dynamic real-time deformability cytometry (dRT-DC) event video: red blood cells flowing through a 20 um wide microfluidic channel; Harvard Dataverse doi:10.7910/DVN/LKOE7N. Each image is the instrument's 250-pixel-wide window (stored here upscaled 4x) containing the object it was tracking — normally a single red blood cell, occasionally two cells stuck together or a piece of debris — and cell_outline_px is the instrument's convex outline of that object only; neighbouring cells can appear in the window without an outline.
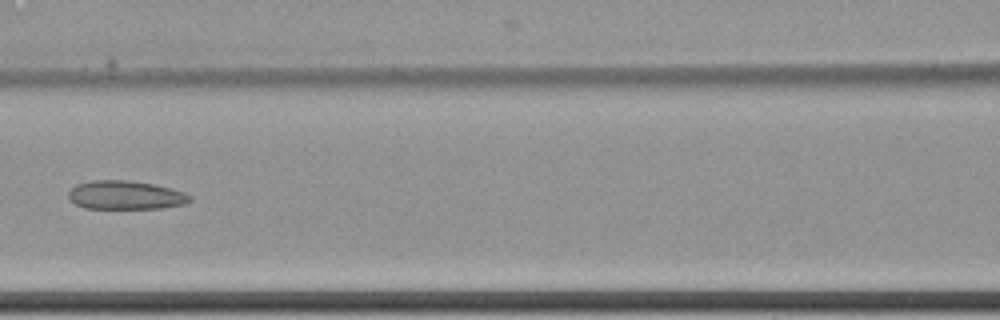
{"species": "common noctule bat (a hibernating species)", "species_latin": "Nyctalus noctula", "temperature_condition": "cold", "stored_images_in_passage": 12, "camera_frame_rate_fps": 3000, "um_per_image_px": 0.085, "animal": {"sex": "female", "body_mass_g": 22.7, "forearm_length_mm": 54.2}, "frame": {"image": 1, "passage_image": 4, "time_ms": 1.0, "image_size_px": [1000, 320], "cell_outline_px": [[192, 200], [184, 204], [164, 208], [84, 208], [76, 204], [68, 196], [68, 192], [76, 184], [92, 180], [128, 180], [152, 184], [184, 192], [192, 196]], "centroid_in_image_um": [10.67, 16.58], "position_along_channel_um": 155.9, "area_um2": 20.17}}
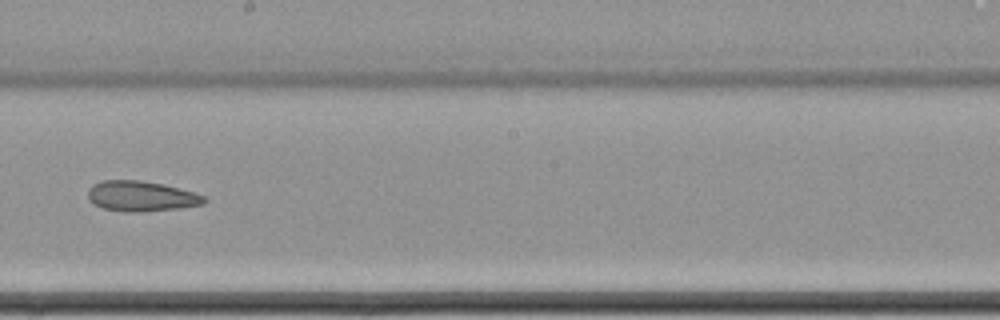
{"frame": {"image": 2, "passage_image": 6, "time_ms": 1.667, "image_size_px": [1000, 320], "cell_outline_px": [[208, 200], [204, 204], [180, 208], [140, 212], [124, 212], [104, 208], [92, 204], [88, 200], [88, 188], [92, 184], [104, 180], [140, 180], [160, 184], [196, 192], [204, 196]], "centroid_in_image_um": [11.99, 16.68], "position_along_channel_um": 236.2, "area_um2": 20.69}}
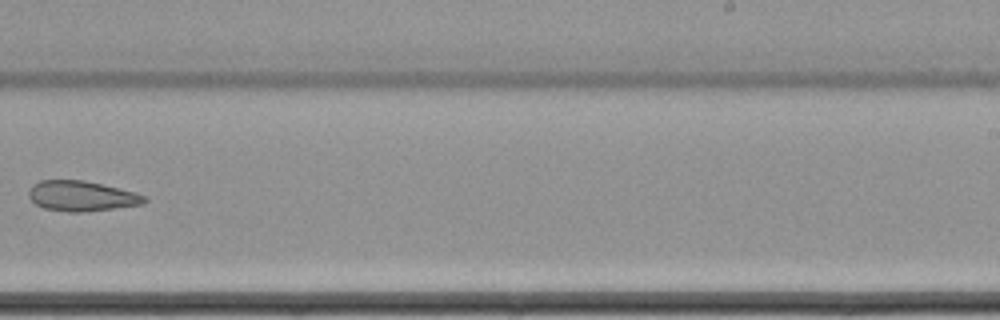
{"frame": {"image": 3, "passage_image": 7, "time_ms": 2.0, "image_size_px": [1000, 320], "cell_outline_px": [[148, 200], [144, 204], [116, 208], [84, 212], [68, 212], [44, 208], [36, 204], [28, 196], [28, 192], [32, 184], [40, 180], [84, 180], [136, 192], [144, 196]], "centroid_in_image_um": [6.94, 16.66], "position_along_channel_um": 282.1, "area_um2": 20.46}}